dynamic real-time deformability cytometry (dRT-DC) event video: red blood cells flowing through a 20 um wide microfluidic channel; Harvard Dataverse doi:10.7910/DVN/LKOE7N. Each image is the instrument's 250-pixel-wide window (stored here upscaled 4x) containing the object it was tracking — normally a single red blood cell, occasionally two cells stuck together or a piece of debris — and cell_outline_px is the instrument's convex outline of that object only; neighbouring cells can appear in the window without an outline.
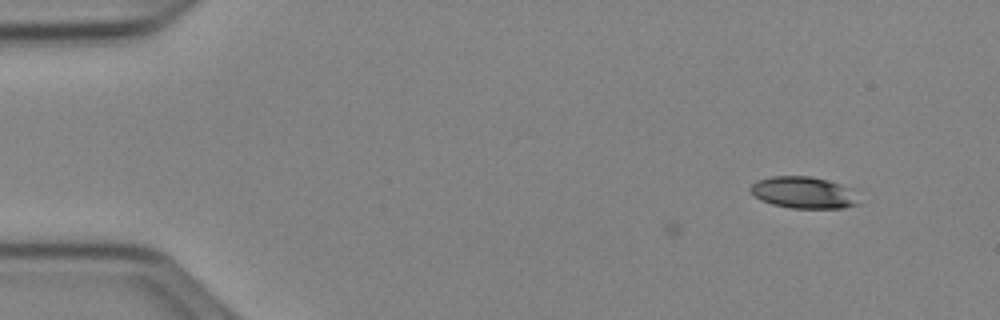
{"species": "Egyptian fruit bat (a non-hibernating species)", "species_latin": "Rousettus aegyptiacus", "temperature_condition": "cold", "stored_images_in_passage": 10, "camera_frame_rate_fps": 3000, "um_per_image_px": 0.085, "animal": {"sex": "female"}, "frame": {"image": 1, "passage_image": 10, "time_ms": 3.0, "image_size_px": [1000, 320], "cell_outline_px": [[860, 204], [844, 208], [792, 208], [772, 204], [756, 196], [748, 188], [756, 180], [772, 176], [812, 176], [828, 180], [840, 184], [848, 188]], "centroid_in_image_um": [68.27, 16.36], "position_along_channel_um": 16.7, "area_um2": 19.77}}